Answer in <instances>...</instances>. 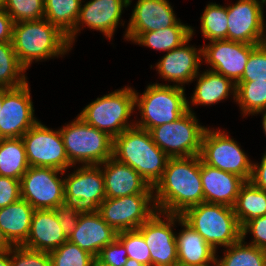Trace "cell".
<instances>
[{"label":"cell","instance_id":"6da1fadb","mask_svg":"<svg viewBox=\"0 0 266 266\" xmlns=\"http://www.w3.org/2000/svg\"><path fill=\"white\" fill-rule=\"evenodd\" d=\"M153 190L157 211L163 214L181 215L203 203L200 156L169 158Z\"/></svg>","mask_w":266,"mask_h":266},{"label":"cell","instance_id":"7a4b0ae2","mask_svg":"<svg viewBox=\"0 0 266 266\" xmlns=\"http://www.w3.org/2000/svg\"><path fill=\"white\" fill-rule=\"evenodd\" d=\"M113 157L132 167L151 187L161 179L170 158L154 143L150 131L137 126L113 139Z\"/></svg>","mask_w":266,"mask_h":266},{"label":"cell","instance_id":"3957f363","mask_svg":"<svg viewBox=\"0 0 266 266\" xmlns=\"http://www.w3.org/2000/svg\"><path fill=\"white\" fill-rule=\"evenodd\" d=\"M12 45L26 69L33 60L58 57L66 54L72 47L67 36L46 19L14 23Z\"/></svg>","mask_w":266,"mask_h":266},{"label":"cell","instance_id":"277c9868","mask_svg":"<svg viewBox=\"0 0 266 266\" xmlns=\"http://www.w3.org/2000/svg\"><path fill=\"white\" fill-rule=\"evenodd\" d=\"M181 217L215 251L219 245L226 248L242 238L233 207L203 202L188 208Z\"/></svg>","mask_w":266,"mask_h":266},{"label":"cell","instance_id":"5b68a950","mask_svg":"<svg viewBox=\"0 0 266 266\" xmlns=\"http://www.w3.org/2000/svg\"><path fill=\"white\" fill-rule=\"evenodd\" d=\"M134 95L135 106L141 113V120L135 126L147 131L176 121L188 111L184 87L155 83L148 85L141 96L135 90Z\"/></svg>","mask_w":266,"mask_h":266},{"label":"cell","instance_id":"8992f818","mask_svg":"<svg viewBox=\"0 0 266 266\" xmlns=\"http://www.w3.org/2000/svg\"><path fill=\"white\" fill-rule=\"evenodd\" d=\"M72 166L100 165L113 156V138L87 124L79 116L59 129Z\"/></svg>","mask_w":266,"mask_h":266},{"label":"cell","instance_id":"52a82bcc","mask_svg":"<svg viewBox=\"0 0 266 266\" xmlns=\"http://www.w3.org/2000/svg\"><path fill=\"white\" fill-rule=\"evenodd\" d=\"M135 95L131 87L106 94L87 105L78 115L87 124L106 132L113 139L135 126L128 118L135 109Z\"/></svg>","mask_w":266,"mask_h":266},{"label":"cell","instance_id":"ba28073f","mask_svg":"<svg viewBox=\"0 0 266 266\" xmlns=\"http://www.w3.org/2000/svg\"><path fill=\"white\" fill-rule=\"evenodd\" d=\"M206 127L198 124L188 102V111L176 121L150 130L154 143L170 158L198 156Z\"/></svg>","mask_w":266,"mask_h":266},{"label":"cell","instance_id":"9c48e42d","mask_svg":"<svg viewBox=\"0 0 266 266\" xmlns=\"http://www.w3.org/2000/svg\"><path fill=\"white\" fill-rule=\"evenodd\" d=\"M200 159L203 163L234 173L249 181L252 173V162L243 152L237 141L227 133L206 128L201 141Z\"/></svg>","mask_w":266,"mask_h":266},{"label":"cell","instance_id":"30bf717a","mask_svg":"<svg viewBox=\"0 0 266 266\" xmlns=\"http://www.w3.org/2000/svg\"><path fill=\"white\" fill-rule=\"evenodd\" d=\"M98 212L103 220L119 233L138 229L157 212V208L154 194H134L106 198L99 205Z\"/></svg>","mask_w":266,"mask_h":266},{"label":"cell","instance_id":"8fae6325","mask_svg":"<svg viewBox=\"0 0 266 266\" xmlns=\"http://www.w3.org/2000/svg\"><path fill=\"white\" fill-rule=\"evenodd\" d=\"M30 167H51L61 171L73 167L67 157L60 130L37 122L22 137Z\"/></svg>","mask_w":266,"mask_h":266},{"label":"cell","instance_id":"7c38bea8","mask_svg":"<svg viewBox=\"0 0 266 266\" xmlns=\"http://www.w3.org/2000/svg\"><path fill=\"white\" fill-rule=\"evenodd\" d=\"M65 201L79 213L99 211L106 199L105 180L100 165H82L64 178Z\"/></svg>","mask_w":266,"mask_h":266},{"label":"cell","instance_id":"4fadbf2b","mask_svg":"<svg viewBox=\"0 0 266 266\" xmlns=\"http://www.w3.org/2000/svg\"><path fill=\"white\" fill-rule=\"evenodd\" d=\"M64 172L51 167H29L20 180L21 198L35 210L55 209L65 201L64 179L57 176Z\"/></svg>","mask_w":266,"mask_h":266},{"label":"cell","instance_id":"5bb4252c","mask_svg":"<svg viewBox=\"0 0 266 266\" xmlns=\"http://www.w3.org/2000/svg\"><path fill=\"white\" fill-rule=\"evenodd\" d=\"M263 4L265 0H239L227 7V40L252 45L266 43Z\"/></svg>","mask_w":266,"mask_h":266},{"label":"cell","instance_id":"9a60e30c","mask_svg":"<svg viewBox=\"0 0 266 266\" xmlns=\"http://www.w3.org/2000/svg\"><path fill=\"white\" fill-rule=\"evenodd\" d=\"M28 82L23 86L3 89L0 112V139L22 137L38 121L34 116Z\"/></svg>","mask_w":266,"mask_h":266},{"label":"cell","instance_id":"2e32d148","mask_svg":"<svg viewBox=\"0 0 266 266\" xmlns=\"http://www.w3.org/2000/svg\"><path fill=\"white\" fill-rule=\"evenodd\" d=\"M160 214L166 216L165 220ZM176 220L179 215L157 211L138 228L150 249L151 266H171L178 262L176 234L172 232Z\"/></svg>","mask_w":266,"mask_h":266},{"label":"cell","instance_id":"e0dca14e","mask_svg":"<svg viewBox=\"0 0 266 266\" xmlns=\"http://www.w3.org/2000/svg\"><path fill=\"white\" fill-rule=\"evenodd\" d=\"M257 46L230 40H214L202 47V57L205 63L211 65V71L237 84L242 78L250 53Z\"/></svg>","mask_w":266,"mask_h":266},{"label":"cell","instance_id":"ac0fdd59","mask_svg":"<svg viewBox=\"0 0 266 266\" xmlns=\"http://www.w3.org/2000/svg\"><path fill=\"white\" fill-rule=\"evenodd\" d=\"M171 26L188 25L177 20L168 0H138L125 32V39L134 41L141 33Z\"/></svg>","mask_w":266,"mask_h":266},{"label":"cell","instance_id":"d6986e66","mask_svg":"<svg viewBox=\"0 0 266 266\" xmlns=\"http://www.w3.org/2000/svg\"><path fill=\"white\" fill-rule=\"evenodd\" d=\"M129 6V0H91L85 3L81 9L79 18L73 31L67 36L70 46L75 41V35L80 27L98 30L108 39L112 38L121 18L123 7Z\"/></svg>","mask_w":266,"mask_h":266},{"label":"cell","instance_id":"ffe728a7","mask_svg":"<svg viewBox=\"0 0 266 266\" xmlns=\"http://www.w3.org/2000/svg\"><path fill=\"white\" fill-rule=\"evenodd\" d=\"M191 38L192 36L176 49L167 52L155 66L162 78L176 82L175 85L179 87L196 78L202 63V48L197 50L186 45Z\"/></svg>","mask_w":266,"mask_h":266},{"label":"cell","instance_id":"44dd1931","mask_svg":"<svg viewBox=\"0 0 266 266\" xmlns=\"http://www.w3.org/2000/svg\"><path fill=\"white\" fill-rule=\"evenodd\" d=\"M105 180L106 198H119L134 194H154L153 187L129 165L113 156L100 164Z\"/></svg>","mask_w":266,"mask_h":266},{"label":"cell","instance_id":"7402d4cb","mask_svg":"<svg viewBox=\"0 0 266 266\" xmlns=\"http://www.w3.org/2000/svg\"><path fill=\"white\" fill-rule=\"evenodd\" d=\"M117 234L99 212L81 213L68 240L97 257L102 248L117 238Z\"/></svg>","mask_w":266,"mask_h":266},{"label":"cell","instance_id":"603a6c76","mask_svg":"<svg viewBox=\"0 0 266 266\" xmlns=\"http://www.w3.org/2000/svg\"><path fill=\"white\" fill-rule=\"evenodd\" d=\"M201 182L205 203L233 207L239 190L246 181L234 173L222 171L201 161Z\"/></svg>","mask_w":266,"mask_h":266},{"label":"cell","instance_id":"cb8c5ba5","mask_svg":"<svg viewBox=\"0 0 266 266\" xmlns=\"http://www.w3.org/2000/svg\"><path fill=\"white\" fill-rule=\"evenodd\" d=\"M68 237L63 232L53 209H37L34 211L30 231L25 248L50 252L60 247Z\"/></svg>","mask_w":266,"mask_h":266},{"label":"cell","instance_id":"d4e9b609","mask_svg":"<svg viewBox=\"0 0 266 266\" xmlns=\"http://www.w3.org/2000/svg\"><path fill=\"white\" fill-rule=\"evenodd\" d=\"M178 222L183 230L176 235L178 262L189 266H213L216 251L179 215ZM213 264V265H210Z\"/></svg>","mask_w":266,"mask_h":266},{"label":"cell","instance_id":"484cf974","mask_svg":"<svg viewBox=\"0 0 266 266\" xmlns=\"http://www.w3.org/2000/svg\"><path fill=\"white\" fill-rule=\"evenodd\" d=\"M34 211L22 198L0 208V228L13 246H22L26 242Z\"/></svg>","mask_w":266,"mask_h":266},{"label":"cell","instance_id":"4316f807","mask_svg":"<svg viewBox=\"0 0 266 266\" xmlns=\"http://www.w3.org/2000/svg\"><path fill=\"white\" fill-rule=\"evenodd\" d=\"M196 77L197 84L191 97L193 105L215 104L226 99L230 93H233V98L236 99V84L227 77L210 69L203 74H197Z\"/></svg>","mask_w":266,"mask_h":266},{"label":"cell","instance_id":"83f0119b","mask_svg":"<svg viewBox=\"0 0 266 266\" xmlns=\"http://www.w3.org/2000/svg\"><path fill=\"white\" fill-rule=\"evenodd\" d=\"M29 167L22 138H1L0 176L21 180Z\"/></svg>","mask_w":266,"mask_h":266},{"label":"cell","instance_id":"f1b7e54d","mask_svg":"<svg viewBox=\"0 0 266 266\" xmlns=\"http://www.w3.org/2000/svg\"><path fill=\"white\" fill-rule=\"evenodd\" d=\"M233 209L241 227L255 217L266 215V191L246 181L239 190Z\"/></svg>","mask_w":266,"mask_h":266},{"label":"cell","instance_id":"f546056e","mask_svg":"<svg viewBox=\"0 0 266 266\" xmlns=\"http://www.w3.org/2000/svg\"><path fill=\"white\" fill-rule=\"evenodd\" d=\"M191 26H171L157 31L141 33L135 43L156 50L171 51L186 42L194 34Z\"/></svg>","mask_w":266,"mask_h":266},{"label":"cell","instance_id":"4dcf8cb0","mask_svg":"<svg viewBox=\"0 0 266 266\" xmlns=\"http://www.w3.org/2000/svg\"><path fill=\"white\" fill-rule=\"evenodd\" d=\"M82 0H44V19L68 36L79 18Z\"/></svg>","mask_w":266,"mask_h":266},{"label":"cell","instance_id":"1f68e13d","mask_svg":"<svg viewBox=\"0 0 266 266\" xmlns=\"http://www.w3.org/2000/svg\"><path fill=\"white\" fill-rule=\"evenodd\" d=\"M27 69L20 63L12 42H0V89H12L27 83Z\"/></svg>","mask_w":266,"mask_h":266},{"label":"cell","instance_id":"d6a6232c","mask_svg":"<svg viewBox=\"0 0 266 266\" xmlns=\"http://www.w3.org/2000/svg\"><path fill=\"white\" fill-rule=\"evenodd\" d=\"M226 248L223 258L216 256V266H266V250L247 245L242 238Z\"/></svg>","mask_w":266,"mask_h":266},{"label":"cell","instance_id":"836d02e7","mask_svg":"<svg viewBox=\"0 0 266 266\" xmlns=\"http://www.w3.org/2000/svg\"><path fill=\"white\" fill-rule=\"evenodd\" d=\"M235 100L244 116L264 111L266 109V81L238 82Z\"/></svg>","mask_w":266,"mask_h":266},{"label":"cell","instance_id":"e575fe53","mask_svg":"<svg viewBox=\"0 0 266 266\" xmlns=\"http://www.w3.org/2000/svg\"><path fill=\"white\" fill-rule=\"evenodd\" d=\"M227 6L208 4L201 15L203 37L210 41L227 40L228 18Z\"/></svg>","mask_w":266,"mask_h":266},{"label":"cell","instance_id":"d590c367","mask_svg":"<svg viewBox=\"0 0 266 266\" xmlns=\"http://www.w3.org/2000/svg\"><path fill=\"white\" fill-rule=\"evenodd\" d=\"M52 266H91L94 258L86 250L67 240L60 247L49 252Z\"/></svg>","mask_w":266,"mask_h":266},{"label":"cell","instance_id":"8d00e7d4","mask_svg":"<svg viewBox=\"0 0 266 266\" xmlns=\"http://www.w3.org/2000/svg\"><path fill=\"white\" fill-rule=\"evenodd\" d=\"M3 8L14 23L44 19V0H5Z\"/></svg>","mask_w":266,"mask_h":266},{"label":"cell","instance_id":"74e56055","mask_svg":"<svg viewBox=\"0 0 266 266\" xmlns=\"http://www.w3.org/2000/svg\"><path fill=\"white\" fill-rule=\"evenodd\" d=\"M117 238L125 246L128 258L137 260L145 266H151L150 249L138 229L119 232Z\"/></svg>","mask_w":266,"mask_h":266},{"label":"cell","instance_id":"f35d334b","mask_svg":"<svg viewBox=\"0 0 266 266\" xmlns=\"http://www.w3.org/2000/svg\"><path fill=\"white\" fill-rule=\"evenodd\" d=\"M266 81V43L258 45L247 60L239 82Z\"/></svg>","mask_w":266,"mask_h":266},{"label":"cell","instance_id":"ab89813d","mask_svg":"<svg viewBox=\"0 0 266 266\" xmlns=\"http://www.w3.org/2000/svg\"><path fill=\"white\" fill-rule=\"evenodd\" d=\"M11 263L12 266H52L49 252L31 250L23 246H13Z\"/></svg>","mask_w":266,"mask_h":266},{"label":"cell","instance_id":"60d3db41","mask_svg":"<svg viewBox=\"0 0 266 266\" xmlns=\"http://www.w3.org/2000/svg\"><path fill=\"white\" fill-rule=\"evenodd\" d=\"M97 258L110 266H124L127 262V250L123 243L116 238L101 249Z\"/></svg>","mask_w":266,"mask_h":266},{"label":"cell","instance_id":"b9f144b4","mask_svg":"<svg viewBox=\"0 0 266 266\" xmlns=\"http://www.w3.org/2000/svg\"><path fill=\"white\" fill-rule=\"evenodd\" d=\"M242 239L245 240L247 232L253 234L251 245L266 250V215L255 217L242 226Z\"/></svg>","mask_w":266,"mask_h":266},{"label":"cell","instance_id":"7bdbcfd3","mask_svg":"<svg viewBox=\"0 0 266 266\" xmlns=\"http://www.w3.org/2000/svg\"><path fill=\"white\" fill-rule=\"evenodd\" d=\"M53 210L55 211L63 232L68 237L75 230L81 213H79L66 201L60 203Z\"/></svg>","mask_w":266,"mask_h":266},{"label":"cell","instance_id":"ee69618b","mask_svg":"<svg viewBox=\"0 0 266 266\" xmlns=\"http://www.w3.org/2000/svg\"><path fill=\"white\" fill-rule=\"evenodd\" d=\"M21 198L20 180L0 176V208L6 207Z\"/></svg>","mask_w":266,"mask_h":266},{"label":"cell","instance_id":"f6af8a7d","mask_svg":"<svg viewBox=\"0 0 266 266\" xmlns=\"http://www.w3.org/2000/svg\"><path fill=\"white\" fill-rule=\"evenodd\" d=\"M254 186L266 191V152L260 164L252 163V173L249 180Z\"/></svg>","mask_w":266,"mask_h":266},{"label":"cell","instance_id":"bcb514c9","mask_svg":"<svg viewBox=\"0 0 266 266\" xmlns=\"http://www.w3.org/2000/svg\"><path fill=\"white\" fill-rule=\"evenodd\" d=\"M14 22L3 7H0V42H12Z\"/></svg>","mask_w":266,"mask_h":266},{"label":"cell","instance_id":"7dc6e473","mask_svg":"<svg viewBox=\"0 0 266 266\" xmlns=\"http://www.w3.org/2000/svg\"><path fill=\"white\" fill-rule=\"evenodd\" d=\"M13 248V245L5 237L3 231L0 228V252L9 251Z\"/></svg>","mask_w":266,"mask_h":266},{"label":"cell","instance_id":"c3c4849f","mask_svg":"<svg viewBox=\"0 0 266 266\" xmlns=\"http://www.w3.org/2000/svg\"><path fill=\"white\" fill-rule=\"evenodd\" d=\"M0 266H12L11 249L9 251L0 252Z\"/></svg>","mask_w":266,"mask_h":266},{"label":"cell","instance_id":"681fc988","mask_svg":"<svg viewBox=\"0 0 266 266\" xmlns=\"http://www.w3.org/2000/svg\"><path fill=\"white\" fill-rule=\"evenodd\" d=\"M124 266H145L142 263L138 262L137 260H134L132 258H128L127 262Z\"/></svg>","mask_w":266,"mask_h":266},{"label":"cell","instance_id":"f907efd6","mask_svg":"<svg viewBox=\"0 0 266 266\" xmlns=\"http://www.w3.org/2000/svg\"><path fill=\"white\" fill-rule=\"evenodd\" d=\"M91 266H110V265H107L103 263L102 261H100L97 257H94L92 260Z\"/></svg>","mask_w":266,"mask_h":266},{"label":"cell","instance_id":"816d5d0a","mask_svg":"<svg viewBox=\"0 0 266 266\" xmlns=\"http://www.w3.org/2000/svg\"><path fill=\"white\" fill-rule=\"evenodd\" d=\"M264 112V113H263ZM260 114L263 113V117H262V126H263V130L266 134V109L264 111L259 112Z\"/></svg>","mask_w":266,"mask_h":266},{"label":"cell","instance_id":"f5cc1de1","mask_svg":"<svg viewBox=\"0 0 266 266\" xmlns=\"http://www.w3.org/2000/svg\"><path fill=\"white\" fill-rule=\"evenodd\" d=\"M3 105V89H0V112Z\"/></svg>","mask_w":266,"mask_h":266},{"label":"cell","instance_id":"db71d44e","mask_svg":"<svg viewBox=\"0 0 266 266\" xmlns=\"http://www.w3.org/2000/svg\"><path fill=\"white\" fill-rule=\"evenodd\" d=\"M171 266H189L187 264H183V263H180V262H175L174 264H172Z\"/></svg>","mask_w":266,"mask_h":266},{"label":"cell","instance_id":"11a10c76","mask_svg":"<svg viewBox=\"0 0 266 266\" xmlns=\"http://www.w3.org/2000/svg\"><path fill=\"white\" fill-rule=\"evenodd\" d=\"M5 0H0V7H3Z\"/></svg>","mask_w":266,"mask_h":266}]
</instances>
